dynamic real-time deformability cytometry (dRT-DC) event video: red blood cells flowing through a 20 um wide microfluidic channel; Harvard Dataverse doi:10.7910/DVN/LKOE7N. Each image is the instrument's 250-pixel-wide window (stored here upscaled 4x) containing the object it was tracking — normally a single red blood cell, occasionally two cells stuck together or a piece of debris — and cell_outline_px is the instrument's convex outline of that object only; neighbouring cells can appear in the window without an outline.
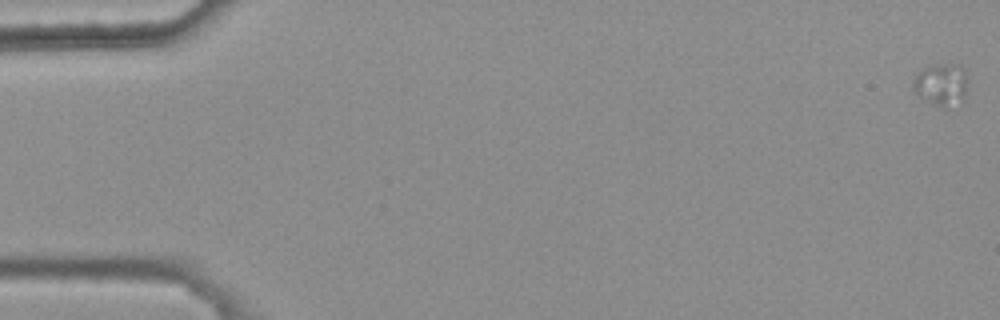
{"species": "common noctule bat (a hibernating species)", "species_latin": "Nyctalus noctula", "temperature_condition": "warm", "stored_images_in_passage": 6, "camera_frame_rate_fps": 3000, "um_per_image_px": 0.085, "animal": {"sex": "female", "body_mass_g": 25.1}, "frame": {"image": 1, "passage_image": 1, "time_ms": 0.0, "image_size_px": [1000, 320], "cell_outline_px": [[964, 100], [944, 104], [936, 104], [916, 92], [912, 88], [912, 80], [920, 68], [928, 64], [960, 64], [964, 68]], "centroid_in_image_um": [79.94, 7.05], "position_along_channel_um": 5.1, "area_um2": 12.72}}